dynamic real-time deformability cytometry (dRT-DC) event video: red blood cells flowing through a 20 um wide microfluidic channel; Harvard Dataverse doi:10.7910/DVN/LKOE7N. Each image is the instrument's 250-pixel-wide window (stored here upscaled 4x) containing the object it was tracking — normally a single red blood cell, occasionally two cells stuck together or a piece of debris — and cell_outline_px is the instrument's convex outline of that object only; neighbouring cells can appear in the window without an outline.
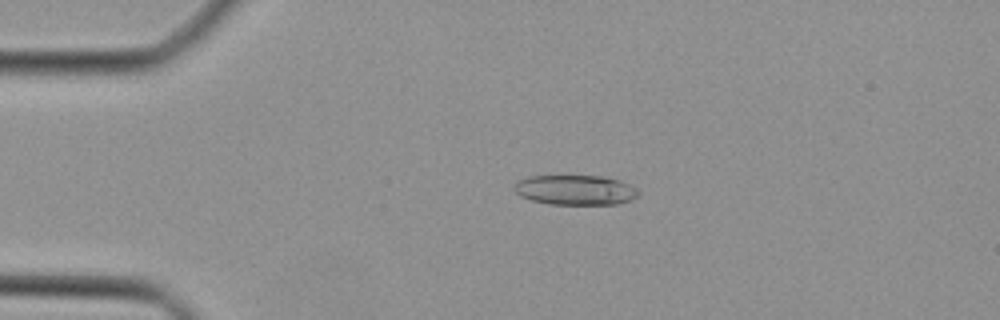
{"species": "Egyptian fruit bat (a non-hibernating species)", "species_latin": "Rousettus aegyptiacus", "temperature_condition": "cold", "stored_images_in_passage": 38, "camera_frame_rate_fps": 3000, "um_per_image_px": 0.085, "animal": {"sex": "female"}, "frame": {"image": 1, "passage_image": 3, "time_ms": 0.667, "image_size_px": [1000, 320], "cell_outline_px": [[640, 192], [632, 200], [616, 204], [548, 204], [532, 200], [520, 196], [516, 192], [516, 184], [520, 180], [528, 176], [600, 176], [616, 180], [628, 184], [636, 188]], "centroid_in_image_um": [48.92, 16.16], "position_along_channel_um": 36.1, "area_um2": 21.33}}
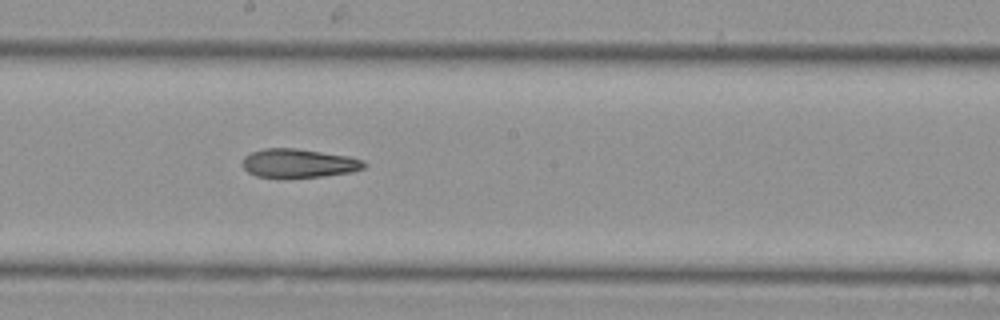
{"frame": {"image": 2, "passage_image": 18, "time_ms": 5.667, "image_size_px": [1000, 320], "cell_outline_px": [[368, 164], [364, 168], [352, 172], [320, 176], [256, 176], [248, 172], [244, 168], [244, 156], [252, 152], [264, 148], [296, 148], [352, 156], [364, 160]], "centroid_in_image_um": [25.46, 13.84], "position_along_channel_um": 222.7, "area_um2": 20.11}}
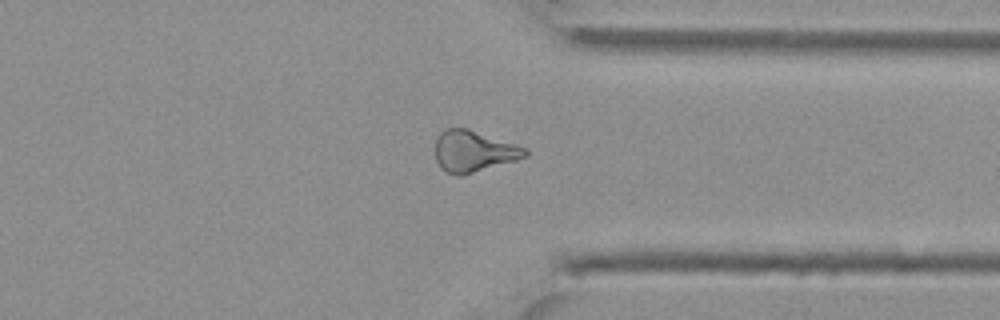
{"frame": {"image": 3, "passage_image": 28, "time_ms": 9.0, "image_size_px": [1000, 320], "cell_outline_px": [[528, 156], [516, 160], [460, 176], [448, 172], [440, 168], [436, 160], [436, 136], [444, 128], [468, 128], [528, 148]], "centroid_in_image_um": [40.26, 12.84], "position_along_channel_um": 371.1, "area_um2": 21.68}}